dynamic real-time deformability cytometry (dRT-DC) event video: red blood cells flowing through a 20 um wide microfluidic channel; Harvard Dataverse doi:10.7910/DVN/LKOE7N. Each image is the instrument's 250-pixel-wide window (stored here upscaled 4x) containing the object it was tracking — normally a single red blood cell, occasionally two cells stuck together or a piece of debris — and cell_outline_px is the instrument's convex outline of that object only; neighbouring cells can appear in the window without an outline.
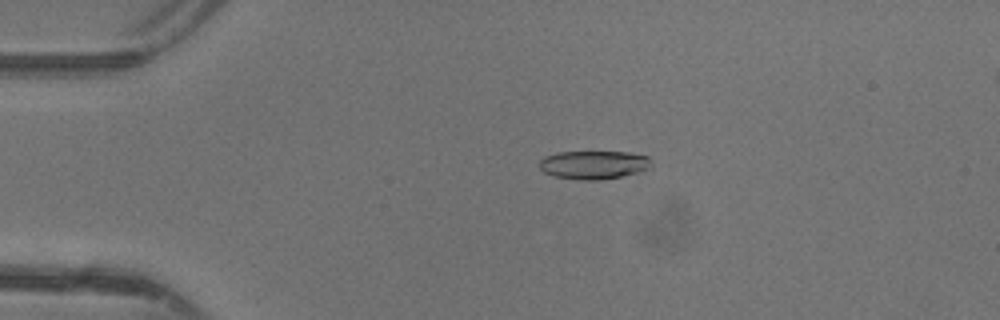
{"species": "common noctule bat (a hibernating species)", "species_latin": "Nyctalus noctula", "temperature_condition": "warm", "stored_images_in_passage": 47, "camera_frame_rate_fps": 3000, "um_per_image_px": 0.085, "animal": {"sex": "female"}, "frame": {"image": 1, "passage_image": 10, "time_ms": 3.0, "image_size_px": [1000, 320], "cell_outline_px": [[652, 160], [648, 168], [640, 172], [600, 180], [580, 180], [556, 176], [544, 172], [540, 168], [540, 160], [544, 156], [560, 152], [628, 152], [648, 156]], "centroid_in_image_um": [50.48, 14.0], "position_along_channel_um": 34.5, "area_um2": 18.44}}
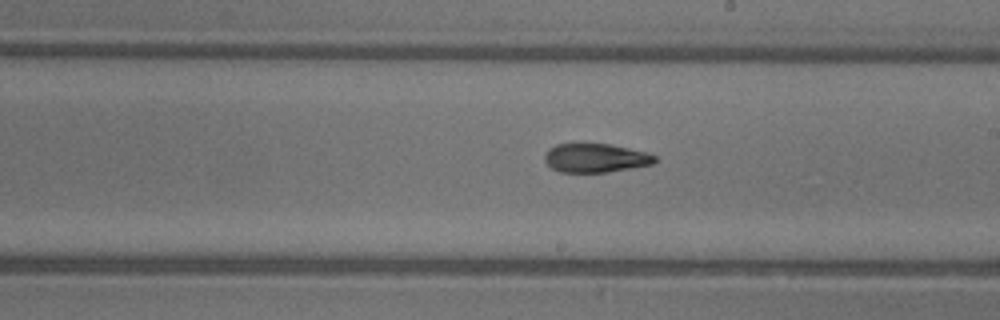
{"frame": {"image": 2, "passage_image": 27, "time_ms": 8.667, "image_size_px": [1000, 320], "cell_outline_px": [[656, 160], [652, 164], [632, 168], [608, 172], [560, 172], [552, 168], [544, 160], [544, 152], [548, 148], [556, 144], [608, 144], [628, 148], [644, 152], [656, 156]], "centroid_in_image_um": [50.58, 13.43], "position_along_channel_um": 238.4, "area_um2": 18.44}}
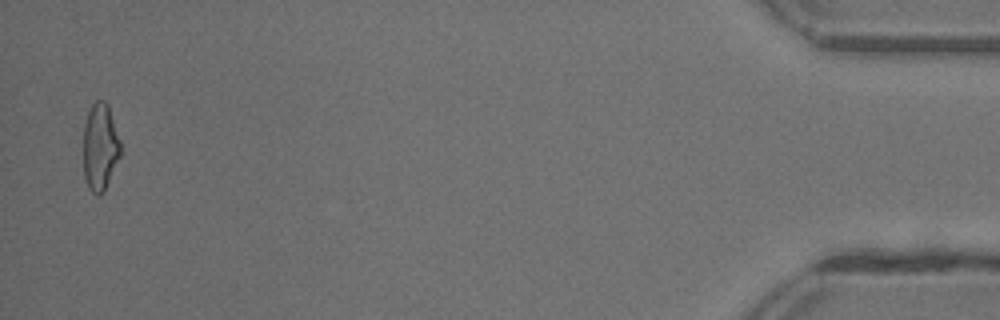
{"frame": {"image": 3, "passage_image": 46, "time_ms": 15.0, "image_size_px": [1000, 320], "cell_outline_px": [[120, 156], [104, 192], [100, 196], [96, 196], [88, 188], [84, 180], [84, 124], [88, 112], [92, 104], [96, 100], [104, 100], [108, 104], [120, 140]], "centroid_in_image_um": [8.5, 12.52], "position_along_channel_um": 426.7, "area_um2": 19.02}, "authors_computed_cell_mechanics": {"area_um2": 19.2474, "velocity_mm_per_s": 4.4245, "shape_relaxation_time_tau1_ms": 4.2322, "shape_relaxation_time_tau2_ms": 4.3582, "deformation_change_tau1": 0.1634, "deformation_change_tau2": 0.1455}}